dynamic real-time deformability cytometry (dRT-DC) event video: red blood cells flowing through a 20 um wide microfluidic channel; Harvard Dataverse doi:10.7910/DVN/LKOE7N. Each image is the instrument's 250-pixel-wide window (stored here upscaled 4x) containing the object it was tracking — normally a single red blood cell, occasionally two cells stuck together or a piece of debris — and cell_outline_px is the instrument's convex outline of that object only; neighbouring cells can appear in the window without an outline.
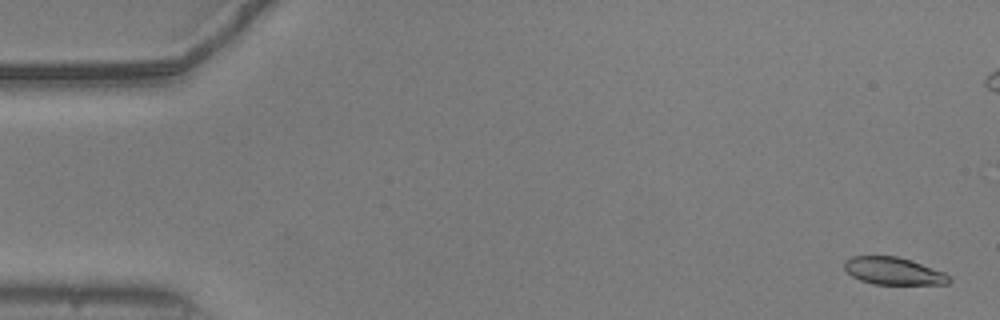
{"species": "common noctule bat (a hibernating species)", "species_latin": "Nyctalus noctula", "temperature_condition": "warm", "stored_images_in_passage": 43, "camera_frame_rate_fps": 3000, "um_per_image_px": 0.085, "animal": {"sex": "male", "body_mass_g": 20.5, "forearm_length_mm": 52.5}, "frame": {"image": 1, "passage_image": 2, "time_ms": 0.333, "image_size_px": [1000, 320], "cell_outline_px": [[952, 280], [948, 284], [872, 284], [860, 280], [852, 276], [844, 268], [844, 260], [852, 256], [896, 256], [912, 260], [944, 272]], "centroid_in_image_um": [75.93, 23.03], "position_along_channel_um": 9.1, "area_um2": 16.76}}
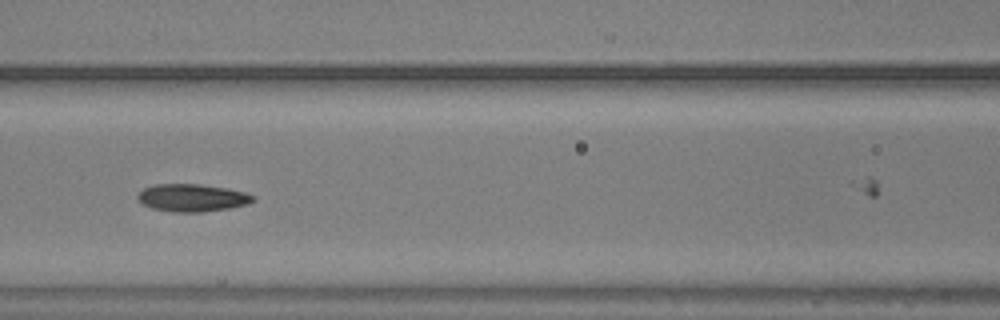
{"frame": {"image": 2, "passage_image": 24, "time_ms": 7.667, "image_size_px": [1000, 320], "cell_outline_px": [[256, 200], [248, 204], [228, 208], [204, 212], [172, 212], [152, 208], [144, 204], [136, 196], [144, 188], [156, 184], [200, 184], [228, 188], [244, 192], [256, 196]], "centroid_in_image_um": [16.38, 16.81], "position_along_channel_um": 150.2, "area_um2": 18.55}}
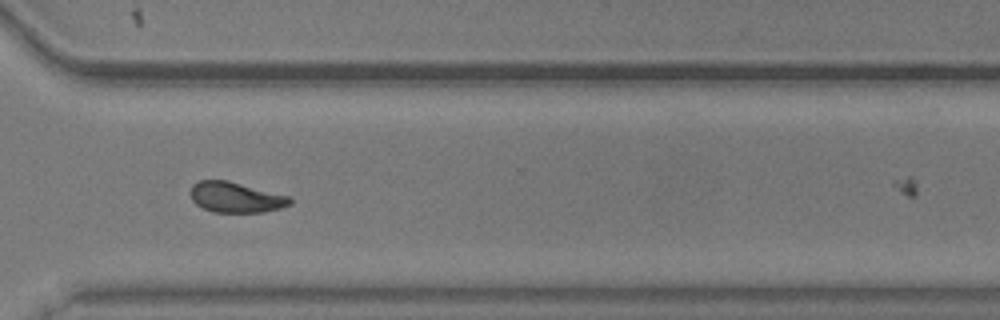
{"frame": {"image": 3, "passage_image": 40, "time_ms": 13.0, "image_size_px": [1000, 320], "cell_outline_px": [[292, 204], [280, 208], [264, 212], [212, 212], [196, 204], [192, 200], [192, 184], [200, 180], [228, 180], [288, 196], [292, 200]], "centroid_in_image_um": [20.05, 16.77], "position_along_channel_um": 350.6, "area_um2": 17.51}}